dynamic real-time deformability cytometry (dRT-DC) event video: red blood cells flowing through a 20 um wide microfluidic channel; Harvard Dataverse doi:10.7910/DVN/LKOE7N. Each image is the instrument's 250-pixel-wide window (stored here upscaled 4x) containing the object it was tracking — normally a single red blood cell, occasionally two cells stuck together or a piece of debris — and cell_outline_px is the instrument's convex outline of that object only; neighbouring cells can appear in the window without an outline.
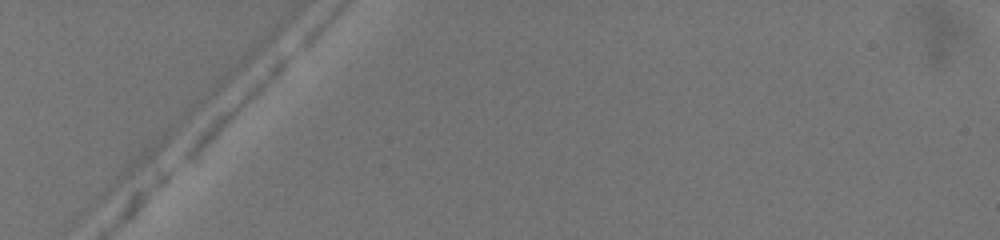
{"species": "common noctule bat (a hibernating species)", "species_latin": "Nyctalus noctula", "temperature_condition": "warm", "stored_images_in_passage": 2, "camera_frame_rate_fps": 3000, "um_per_image_px": 0.085, "animal": {"sex": "female", "body_mass_g": 19.5, "forearm_length_mm": 54.1}, "frame": {"image": 1, "passage_image": 1, "time_ms": 0.0, "image_size_px": [1000, 240], "cell_outline_px": [[292, 56], [228, 120], [188, 156], [180, 160], [180, 156], [196, 132], [280, 56], [288, 52], [292, 52]], "centroid_in_image_um": [19.86, 9.0], "position_along_channel_um": 65.1, "area_um2": 11.39}}